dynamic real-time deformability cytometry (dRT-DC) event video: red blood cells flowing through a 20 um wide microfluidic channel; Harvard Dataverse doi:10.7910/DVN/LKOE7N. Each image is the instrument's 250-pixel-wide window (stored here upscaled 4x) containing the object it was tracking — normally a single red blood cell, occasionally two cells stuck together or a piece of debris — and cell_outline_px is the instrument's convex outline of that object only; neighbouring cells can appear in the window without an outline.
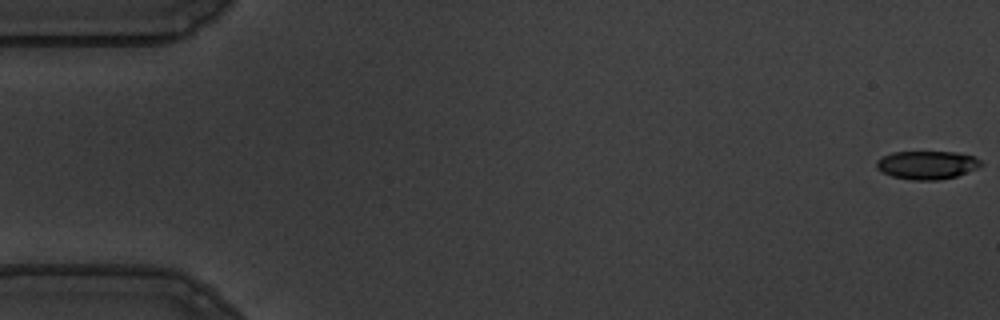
{"species": "common noctule bat (a hibernating species)", "species_latin": "Nyctalus noctula", "temperature_condition": "warm", "stored_images_in_passage": 56, "camera_frame_rate_fps": 3000, "um_per_image_px": 0.085, "animal": {"sex": "male", "body_mass_g": 19.5, "forearm_length_mm": 54.6}, "frame": {"image": 1, "passage_image": 1, "time_ms": 0.0, "image_size_px": [1000, 320], "cell_outline_px": [[984, 164], [976, 168], [956, 176], [940, 180], [912, 180], [892, 176], [876, 168], [876, 160], [892, 152], [956, 152], [976, 156]], "centroid_in_image_um": [78.81, 14.02], "position_along_channel_um": 6.2, "area_um2": 17.22}}
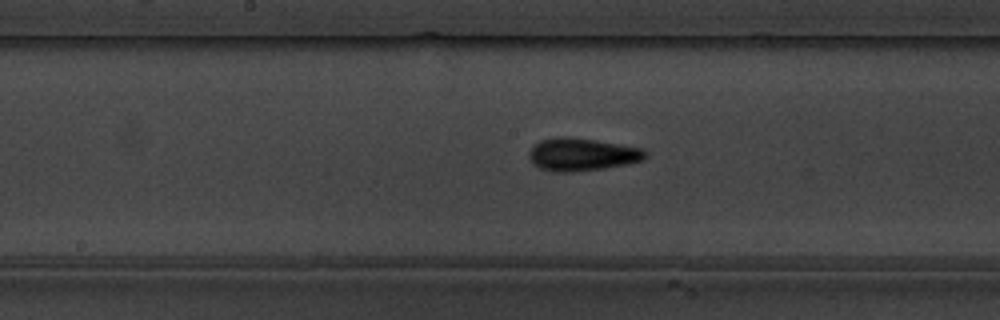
{"frame": {"image": 2, "passage_image": 29, "time_ms": 9.333, "image_size_px": [1000, 320], "cell_outline_px": [[648, 156], [644, 160], [628, 164], [604, 168], [572, 172], [552, 172], [540, 168], [532, 164], [528, 156], [528, 152], [540, 140], [556, 136], [564, 136], [596, 140], [644, 148], [648, 152]], "centroid_in_image_um": [49.49, 13.13], "position_along_channel_um": 198.7, "area_um2": 22.54}}
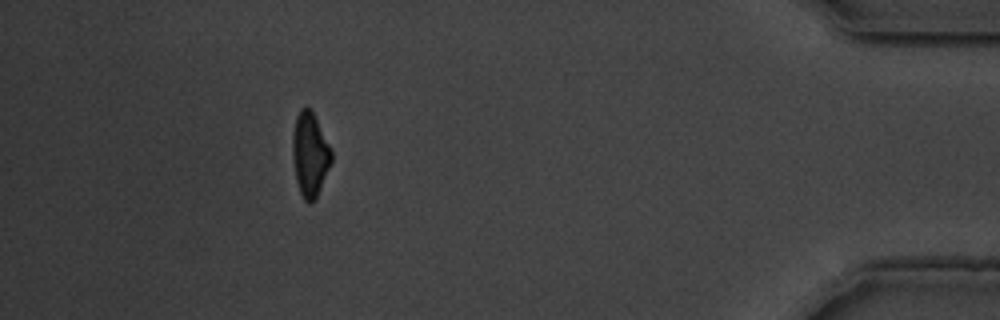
{"frame": {"image": 3, "passage_image": 51, "time_ms": 16.667, "image_size_px": [1000, 320], "cell_outline_px": [[332, 160], [316, 200], [308, 204], [304, 200], [300, 192], [296, 180], [292, 156], [292, 132], [296, 116], [300, 108], [312, 108], [332, 152]], "centroid_in_image_um": [26.33, 13.12], "position_along_channel_um": 408.9, "area_um2": 19.25}, "authors_computed_cell_mechanics": {"area_um2": 19.2474, "velocity_mm_per_s": 3.6279, "shape_relaxation_time_tau1_ms": 3.3628, "shape_relaxation_time_tau2_ms": 2.2442, "deformation_change_tau1": 0.1553, "deformation_change_tau2": 0.0979}}